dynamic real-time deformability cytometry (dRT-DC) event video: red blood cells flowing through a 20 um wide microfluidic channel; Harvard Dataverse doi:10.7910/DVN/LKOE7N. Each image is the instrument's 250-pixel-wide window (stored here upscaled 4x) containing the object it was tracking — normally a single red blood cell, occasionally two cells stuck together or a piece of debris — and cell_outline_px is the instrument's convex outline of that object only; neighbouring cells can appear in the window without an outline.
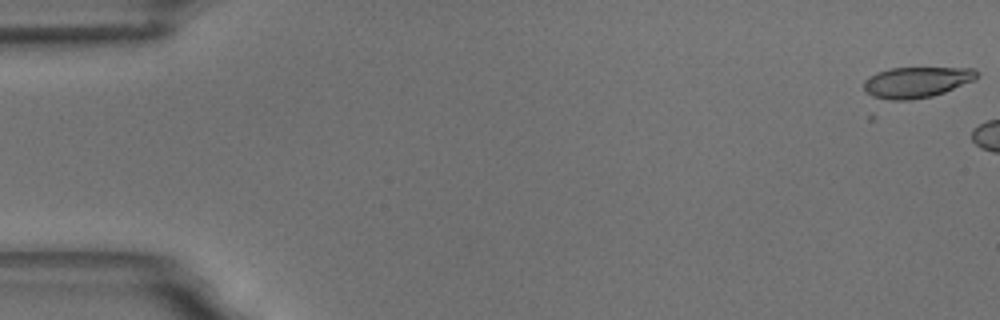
{"species": "common noctule bat (a hibernating species)", "species_latin": "Nyctalus noctula", "temperature_condition": "room temperature", "stored_images_in_passage": 6, "camera_frame_rate_fps": 3000, "um_per_image_px": 0.085, "animal": {"sex": "male", "body_mass_g": 18.8}, "frame": {"image": 1, "passage_image": 1, "time_ms": 0.0, "image_size_px": [1000, 320], "cell_outline_px": [[980, 72], [976, 80], [944, 92], [932, 96], [912, 100], [888, 100], [872, 96], [864, 88], [864, 80], [868, 76], [876, 72], [892, 68], [972, 68]], "centroid_in_image_um": [77.93, 6.98], "position_along_channel_um": 7.1, "area_um2": 20.4}}